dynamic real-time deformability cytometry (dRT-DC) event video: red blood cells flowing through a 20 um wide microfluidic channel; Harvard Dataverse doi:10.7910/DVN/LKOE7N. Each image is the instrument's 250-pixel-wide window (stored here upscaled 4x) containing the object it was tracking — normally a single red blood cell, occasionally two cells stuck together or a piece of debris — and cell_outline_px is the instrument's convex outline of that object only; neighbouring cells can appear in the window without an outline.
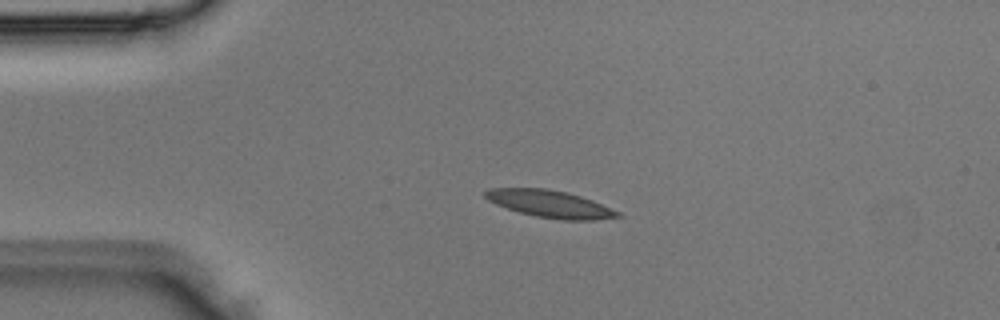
{"species": "Egyptian fruit bat (a non-hibernating species)", "species_latin": "Rousettus aegyptiacus", "temperature_condition": "room temperature", "stored_images_in_passage": 4, "camera_frame_rate_fps": 3000, "um_per_image_px": 0.085, "animal": {"sex": "male"}, "frame": {"image": 1, "passage_image": 3, "time_ms": 0.667, "image_size_px": [1000, 320], "cell_outline_px": [[624, 216], [592, 220], [560, 220], [536, 216], [520, 212], [496, 204], [488, 200], [484, 196], [484, 192], [492, 188], [548, 188], [568, 192], [592, 200], [620, 212]], "centroid_in_image_um": [46.77, 17.33], "position_along_channel_um": 38.2, "area_um2": 20.92}}